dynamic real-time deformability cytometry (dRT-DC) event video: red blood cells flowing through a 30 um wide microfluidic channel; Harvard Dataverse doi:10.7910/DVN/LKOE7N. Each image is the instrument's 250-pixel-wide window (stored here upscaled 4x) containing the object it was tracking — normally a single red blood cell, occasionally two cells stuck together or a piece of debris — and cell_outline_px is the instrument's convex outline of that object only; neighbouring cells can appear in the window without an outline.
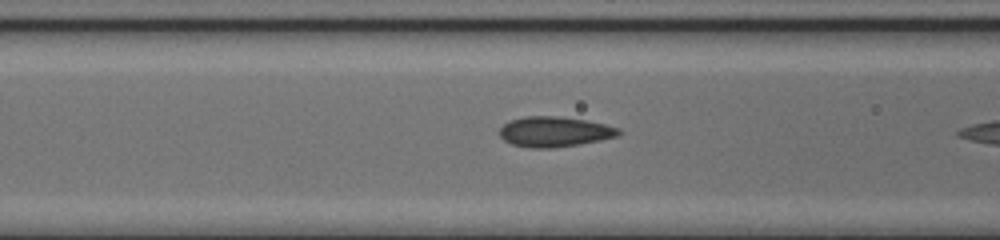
{"species": "common noctule bat (a hibernating species)", "species_latin": "Nyctalus noctula", "temperature_condition": "cold", "stored_images_in_passage": 12, "camera_frame_rate_fps": 3000, "um_per_image_px": 0.085, "animal": {"sex": "female", "body_mass_g": 17.0, "forearm_length_mm": 48.0}, "frame": {"image": 1, "passage_image": 10, "time_ms": 3.0, "image_size_px": [1000, 240], "cell_outline_px": [[620, 132], [616, 136], [600, 140], [580, 144], [552, 148], [528, 148], [512, 144], [504, 140], [500, 136], [500, 128], [508, 120], [524, 116], [556, 116], [588, 120], [620, 128]], "centroid_in_image_um": [47.1, 11.19], "position_along_channel_um": 119.5, "area_um2": 21.04}}